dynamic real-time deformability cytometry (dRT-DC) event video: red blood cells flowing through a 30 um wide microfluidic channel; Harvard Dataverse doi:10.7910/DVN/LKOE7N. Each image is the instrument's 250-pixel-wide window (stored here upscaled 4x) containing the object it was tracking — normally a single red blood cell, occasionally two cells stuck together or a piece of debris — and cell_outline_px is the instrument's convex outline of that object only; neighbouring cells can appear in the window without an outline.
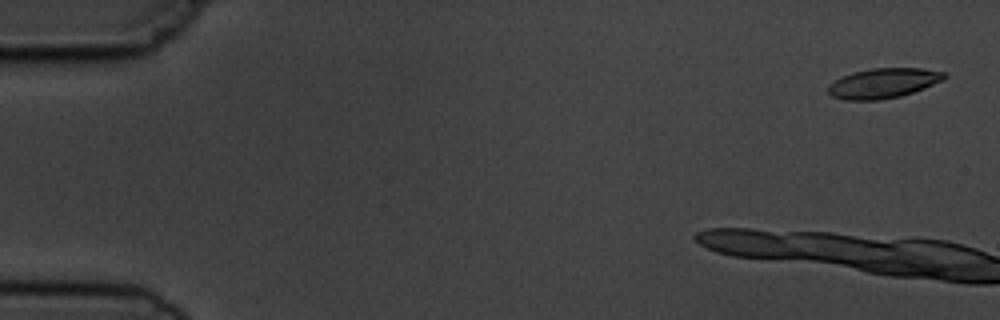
{"species": "common noctule bat (a hibernating species)", "species_latin": "Nyctalus noctula", "temperature_condition": "cold", "stored_images_in_passage": 6, "camera_frame_rate_fps": 3000, "um_per_image_px": 0.085, "animal": {"sex": "male", "body_mass_g": 19.5, "forearm_length_mm": 54.6}, "frame": {"image": 1, "passage_image": 1, "time_ms": 0.0, "image_size_px": [1000, 320], "cell_outline_px": [[948, 76], [944, 80], [924, 88], [900, 96], [880, 100], [844, 100], [832, 96], [828, 92], [828, 84], [840, 76], [872, 68], [920, 68], [944, 72]], "centroid_in_image_um": [75.07, 7.07], "position_along_channel_um": 9.9, "area_um2": 20.29}}